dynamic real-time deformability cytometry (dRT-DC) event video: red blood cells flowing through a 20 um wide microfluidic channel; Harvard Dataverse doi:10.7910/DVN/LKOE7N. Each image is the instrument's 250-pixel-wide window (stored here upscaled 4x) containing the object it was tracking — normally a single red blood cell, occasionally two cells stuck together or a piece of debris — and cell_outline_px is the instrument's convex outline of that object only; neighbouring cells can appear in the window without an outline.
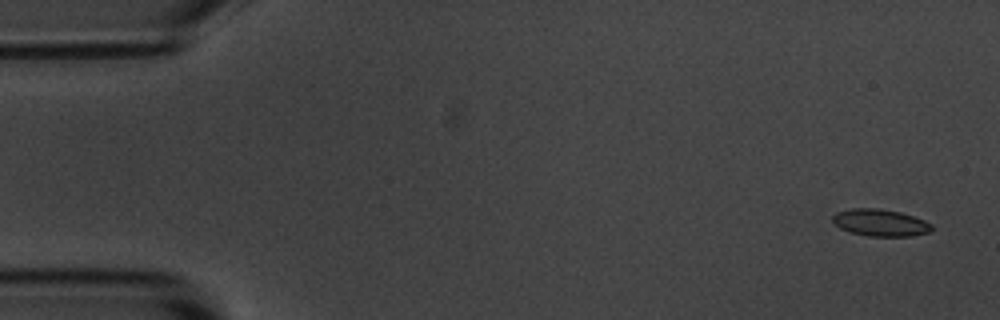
{"species": "common noctule bat (a hibernating species)", "species_latin": "Nyctalus noctula", "temperature_condition": "room temperature", "stored_images_in_passage": 4, "camera_frame_rate_fps": 3000, "um_per_image_px": 0.085, "animal": {"sex": "male", "body_mass_g": 20.1, "forearm_length_mm": 53.5}, "frame": {"image": 1, "passage_image": 1, "time_ms": 0.0, "image_size_px": [1000, 320], "cell_outline_px": [[932, 228], [928, 232], [912, 236], [868, 236], [848, 232], [840, 228], [832, 220], [832, 216], [836, 212], [852, 208], [876, 208], [900, 212], [924, 220], [932, 224]], "centroid_in_image_um": [74.8, 18.93], "position_along_channel_um": 10.2, "area_um2": 15.55}}
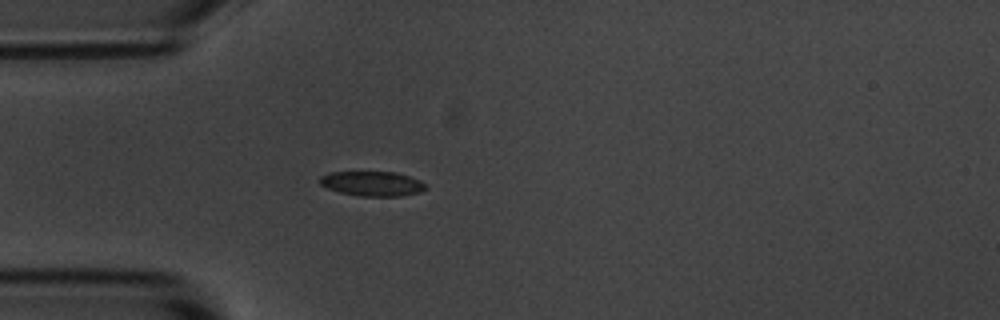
{"frame": {"image": 2, "passage_image": 4, "time_ms": 4.333, "image_size_px": [1000, 320], "cell_outline_px": [[424, 188], [420, 192], [400, 196], [356, 196], [340, 192], [328, 188], [320, 184], [320, 176], [332, 172], [396, 172], [420, 180], [424, 184]], "centroid_in_image_um": [31.62, 15.61], "position_along_channel_um": 53.4, "area_um2": 15.09}}